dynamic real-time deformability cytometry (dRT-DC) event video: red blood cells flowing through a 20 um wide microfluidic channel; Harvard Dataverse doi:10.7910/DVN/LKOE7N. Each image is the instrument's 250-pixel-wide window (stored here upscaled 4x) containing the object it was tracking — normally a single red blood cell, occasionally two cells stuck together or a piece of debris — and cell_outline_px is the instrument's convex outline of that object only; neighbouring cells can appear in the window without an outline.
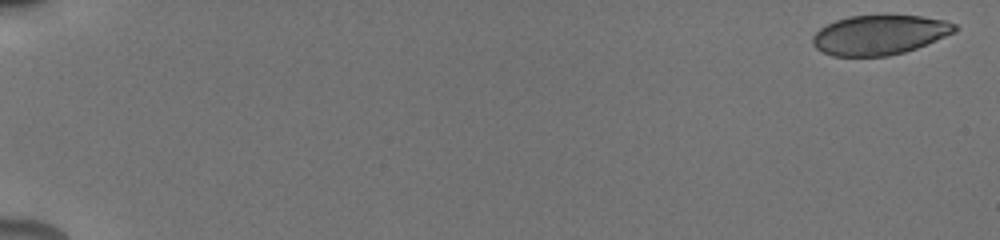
{"species": "human", "species_latin": "Homo sapiens", "temperature_condition": "cold", "stored_images_in_passage": 9, "camera_frame_rate_fps": 3000, "um_per_image_px": 0.085, "donor": {"sex": "male"}, "frame": {"image": 1, "passage_image": 1, "time_ms": 0.0, "image_size_px": [1000, 240], "cell_outline_px": [[960, 28], [956, 32], [916, 48], [904, 52], [888, 56], [832, 56], [816, 48], [812, 44], [812, 36], [820, 28], [836, 20], [848, 16], [884, 12], [888, 12], [920, 16], [944, 20], [956, 24]], "centroid_in_image_um": [74.78, 2.91], "position_along_channel_um": 10.2, "area_um2": 33.81}}
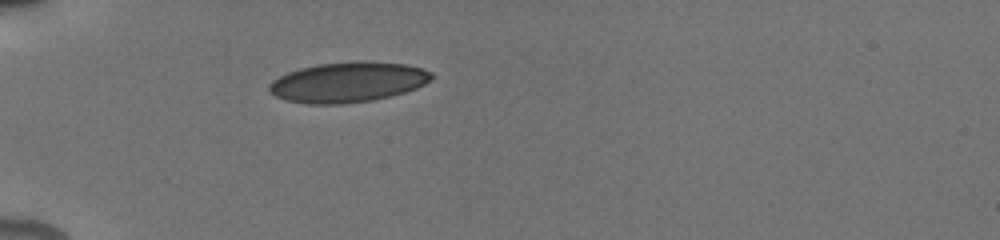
{"frame": {"image": 2, "passage_image": 6, "time_ms": 5.667, "image_size_px": [1000, 240], "cell_outline_px": [[432, 80], [416, 88], [404, 92], [372, 100], [344, 104], [308, 104], [288, 100], [276, 96], [268, 88], [268, 84], [272, 80], [288, 72], [300, 68], [320, 64], [360, 60], [364, 60], [408, 64], [432, 72]], "centroid_in_image_um": [29.59, 6.97], "position_along_channel_um": 55.4, "area_um2": 38.03}}